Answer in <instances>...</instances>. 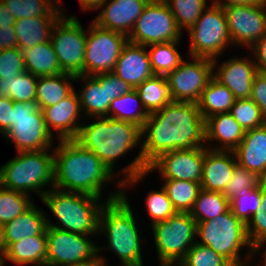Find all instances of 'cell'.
<instances>
[{
	"instance_id": "d6986e66",
	"label": "cell",
	"mask_w": 266,
	"mask_h": 266,
	"mask_svg": "<svg viewBox=\"0 0 266 266\" xmlns=\"http://www.w3.org/2000/svg\"><path fill=\"white\" fill-rule=\"evenodd\" d=\"M213 77L225 85L235 99L250 98L252 82L257 73L255 61L251 54L247 57L233 55L225 61L213 59ZM216 70V71H215Z\"/></svg>"
},
{
	"instance_id": "f35d334b",
	"label": "cell",
	"mask_w": 266,
	"mask_h": 266,
	"mask_svg": "<svg viewBox=\"0 0 266 266\" xmlns=\"http://www.w3.org/2000/svg\"><path fill=\"white\" fill-rule=\"evenodd\" d=\"M182 32L195 24L201 13L211 5L208 0H164Z\"/></svg>"
},
{
	"instance_id": "11a10c76",
	"label": "cell",
	"mask_w": 266,
	"mask_h": 266,
	"mask_svg": "<svg viewBox=\"0 0 266 266\" xmlns=\"http://www.w3.org/2000/svg\"><path fill=\"white\" fill-rule=\"evenodd\" d=\"M106 0H79V4L82 12L97 10L100 6L104 4Z\"/></svg>"
},
{
	"instance_id": "680465c9",
	"label": "cell",
	"mask_w": 266,
	"mask_h": 266,
	"mask_svg": "<svg viewBox=\"0 0 266 266\" xmlns=\"http://www.w3.org/2000/svg\"><path fill=\"white\" fill-rule=\"evenodd\" d=\"M259 253H260V255L262 254V256L264 257L261 266H266V243L258 249L257 254H259Z\"/></svg>"
},
{
	"instance_id": "d590c367",
	"label": "cell",
	"mask_w": 266,
	"mask_h": 266,
	"mask_svg": "<svg viewBox=\"0 0 266 266\" xmlns=\"http://www.w3.org/2000/svg\"><path fill=\"white\" fill-rule=\"evenodd\" d=\"M230 209V201L222 192L201 189L189 212L196 222L213 220Z\"/></svg>"
},
{
	"instance_id": "e575fe53",
	"label": "cell",
	"mask_w": 266,
	"mask_h": 266,
	"mask_svg": "<svg viewBox=\"0 0 266 266\" xmlns=\"http://www.w3.org/2000/svg\"><path fill=\"white\" fill-rule=\"evenodd\" d=\"M38 77L28 71L16 77L0 78V98L8 97L13 102L35 101Z\"/></svg>"
},
{
	"instance_id": "f1b7e54d",
	"label": "cell",
	"mask_w": 266,
	"mask_h": 266,
	"mask_svg": "<svg viewBox=\"0 0 266 266\" xmlns=\"http://www.w3.org/2000/svg\"><path fill=\"white\" fill-rule=\"evenodd\" d=\"M75 80L76 76L68 73L38 77L35 96L38 107L43 110L68 97L75 90Z\"/></svg>"
},
{
	"instance_id": "44dd1931",
	"label": "cell",
	"mask_w": 266,
	"mask_h": 266,
	"mask_svg": "<svg viewBox=\"0 0 266 266\" xmlns=\"http://www.w3.org/2000/svg\"><path fill=\"white\" fill-rule=\"evenodd\" d=\"M150 0H106L92 22L97 26L129 36L136 20Z\"/></svg>"
},
{
	"instance_id": "5bb4252c",
	"label": "cell",
	"mask_w": 266,
	"mask_h": 266,
	"mask_svg": "<svg viewBox=\"0 0 266 266\" xmlns=\"http://www.w3.org/2000/svg\"><path fill=\"white\" fill-rule=\"evenodd\" d=\"M127 42L128 36L125 34L90 22L87 28L84 75L112 72Z\"/></svg>"
},
{
	"instance_id": "7bdbcfd3",
	"label": "cell",
	"mask_w": 266,
	"mask_h": 266,
	"mask_svg": "<svg viewBox=\"0 0 266 266\" xmlns=\"http://www.w3.org/2000/svg\"><path fill=\"white\" fill-rule=\"evenodd\" d=\"M261 185L255 189L244 191L230 200L233 214L246 225L261 206Z\"/></svg>"
},
{
	"instance_id": "4316f807",
	"label": "cell",
	"mask_w": 266,
	"mask_h": 266,
	"mask_svg": "<svg viewBox=\"0 0 266 266\" xmlns=\"http://www.w3.org/2000/svg\"><path fill=\"white\" fill-rule=\"evenodd\" d=\"M62 15L60 7L52 16L17 19L14 28L18 47L24 51L50 40L53 26Z\"/></svg>"
},
{
	"instance_id": "d4e9b609",
	"label": "cell",
	"mask_w": 266,
	"mask_h": 266,
	"mask_svg": "<svg viewBox=\"0 0 266 266\" xmlns=\"http://www.w3.org/2000/svg\"><path fill=\"white\" fill-rule=\"evenodd\" d=\"M234 153L240 166L266 181V123L261 127L246 130Z\"/></svg>"
},
{
	"instance_id": "4fadbf2b",
	"label": "cell",
	"mask_w": 266,
	"mask_h": 266,
	"mask_svg": "<svg viewBox=\"0 0 266 266\" xmlns=\"http://www.w3.org/2000/svg\"><path fill=\"white\" fill-rule=\"evenodd\" d=\"M182 30L164 0H150L136 20L128 41L148 46L181 40Z\"/></svg>"
},
{
	"instance_id": "6f0895ef",
	"label": "cell",
	"mask_w": 266,
	"mask_h": 266,
	"mask_svg": "<svg viewBox=\"0 0 266 266\" xmlns=\"http://www.w3.org/2000/svg\"><path fill=\"white\" fill-rule=\"evenodd\" d=\"M4 253V227L0 224V258Z\"/></svg>"
},
{
	"instance_id": "8992f818",
	"label": "cell",
	"mask_w": 266,
	"mask_h": 266,
	"mask_svg": "<svg viewBox=\"0 0 266 266\" xmlns=\"http://www.w3.org/2000/svg\"><path fill=\"white\" fill-rule=\"evenodd\" d=\"M196 242L212 248L233 266H245L252 262L255 265L254 260L258 258L248 239L246 224L231 209L213 220L197 222Z\"/></svg>"
},
{
	"instance_id": "ab89813d",
	"label": "cell",
	"mask_w": 266,
	"mask_h": 266,
	"mask_svg": "<svg viewBox=\"0 0 266 266\" xmlns=\"http://www.w3.org/2000/svg\"><path fill=\"white\" fill-rule=\"evenodd\" d=\"M17 19L52 16L59 8L54 0H2Z\"/></svg>"
},
{
	"instance_id": "ee69618b",
	"label": "cell",
	"mask_w": 266,
	"mask_h": 266,
	"mask_svg": "<svg viewBox=\"0 0 266 266\" xmlns=\"http://www.w3.org/2000/svg\"><path fill=\"white\" fill-rule=\"evenodd\" d=\"M263 182L264 180L256 173L237 163L223 194L230 201L244 191L259 187Z\"/></svg>"
},
{
	"instance_id": "603a6c76",
	"label": "cell",
	"mask_w": 266,
	"mask_h": 266,
	"mask_svg": "<svg viewBox=\"0 0 266 266\" xmlns=\"http://www.w3.org/2000/svg\"><path fill=\"white\" fill-rule=\"evenodd\" d=\"M236 164L234 151L212 150L205 146L201 189L223 193Z\"/></svg>"
},
{
	"instance_id": "c3c4849f",
	"label": "cell",
	"mask_w": 266,
	"mask_h": 266,
	"mask_svg": "<svg viewBox=\"0 0 266 266\" xmlns=\"http://www.w3.org/2000/svg\"><path fill=\"white\" fill-rule=\"evenodd\" d=\"M250 98L257 104L266 119V74L260 72L255 74Z\"/></svg>"
},
{
	"instance_id": "cb8c5ba5",
	"label": "cell",
	"mask_w": 266,
	"mask_h": 266,
	"mask_svg": "<svg viewBox=\"0 0 266 266\" xmlns=\"http://www.w3.org/2000/svg\"><path fill=\"white\" fill-rule=\"evenodd\" d=\"M245 132L229 112L213 115L205 120L206 147L234 151L243 140Z\"/></svg>"
},
{
	"instance_id": "b9f144b4",
	"label": "cell",
	"mask_w": 266,
	"mask_h": 266,
	"mask_svg": "<svg viewBox=\"0 0 266 266\" xmlns=\"http://www.w3.org/2000/svg\"><path fill=\"white\" fill-rule=\"evenodd\" d=\"M229 113L245 131L266 123L260 108L251 98L235 99Z\"/></svg>"
},
{
	"instance_id": "2e32d148",
	"label": "cell",
	"mask_w": 266,
	"mask_h": 266,
	"mask_svg": "<svg viewBox=\"0 0 266 266\" xmlns=\"http://www.w3.org/2000/svg\"><path fill=\"white\" fill-rule=\"evenodd\" d=\"M46 266H60L82 261H100L98 244L93 238L98 236L82 235L47 226Z\"/></svg>"
},
{
	"instance_id": "8fae6325",
	"label": "cell",
	"mask_w": 266,
	"mask_h": 266,
	"mask_svg": "<svg viewBox=\"0 0 266 266\" xmlns=\"http://www.w3.org/2000/svg\"><path fill=\"white\" fill-rule=\"evenodd\" d=\"M79 81L82 88L75 90H77L85 120L94 117H109L111 102L134 89L113 72L93 76L77 75L75 83Z\"/></svg>"
},
{
	"instance_id": "52a82bcc",
	"label": "cell",
	"mask_w": 266,
	"mask_h": 266,
	"mask_svg": "<svg viewBox=\"0 0 266 266\" xmlns=\"http://www.w3.org/2000/svg\"><path fill=\"white\" fill-rule=\"evenodd\" d=\"M0 185L29 195L35 193L42 199L54 187L53 148L17 152L15 157L0 166Z\"/></svg>"
},
{
	"instance_id": "9c48e42d",
	"label": "cell",
	"mask_w": 266,
	"mask_h": 266,
	"mask_svg": "<svg viewBox=\"0 0 266 266\" xmlns=\"http://www.w3.org/2000/svg\"><path fill=\"white\" fill-rule=\"evenodd\" d=\"M186 33L189 35V57L220 58L232 41L224 8L211 4Z\"/></svg>"
},
{
	"instance_id": "bcb514c9",
	"label": "cell",
	"mask_w": 266,
	"mask_h": 266,
	"mask_svg": "<svg viewBox=\"0 0 266 266\" xmlns=\"http://www.w3.org/2000/svg\"><path fill=\"white\" fill-rule=\"evenodd\" d=\"M261 201L260 209L246 225L248 239L256 251L266 243V181L261 184Z\"/></svg>"
},
{
	"instance_id": "91938a15",
	"label": "cell",
	"mask_w": 266,
	"mask_h": 266,
	"mask_svg": "<svg viewBox=\"0 0 266 266\" xmlns=\"http://www.w3.org/2000/svg\"><path fill=\"white\" fill-rule=\"evenodd\" d=\"M158 266H183L180 263H165V264H158Z\"/></svg>"
},
{
	"instance_id": "83f0119b",
	"label": "cell",
	"mask_w": 266,
	"mask_h": 266,
	"mask_svg": "<svg viewBox=\"0 0 266 266\" xmlns=\"http://www.w3.org/2000/svg\"><path fill=\"white\" fill-rule=\"evenodd\" d=\"M36 203L4 227V250L11 244L27 237L42 234L47 228V213Z\"/></svg>"
},
{
	"instance_id": "681fc988",
	"label": "cell",
	"mask_w": 266,
	"mask_h": 266,
	"mask_svg": "<svg viewBox=\"0 0 266 266\" xmlns=\"http://www.w3.org/2000/svg\"><path fill=\"white\" fill-rule=\"evenodd\" d=\"M247 50L255 61L257 72L266 74V34Z\"/></svg>"
},
{
	"instance_id": "f5cc1de1",
	"label": "cell",
	"mask_w": 266,
	"mask_h": 266,
	"mask_svg": "<svg viewBox=\"0 0 266 266\" xmlns=\"http://www.w3.org/2000/svg\"><path fill=\"white\" fill-rule=\"evenodd\" d=\"M211 4L225 8L231 5H258L264 0H211Z\"/></svg>"
},
{
	"instance_id": "60d3db41",
	"label": "cell",
	"mask_w": 266,
	"mask_h": 266,
	"mask_svg": "<svg viewBox=\"0 0 266 266\" xmlns=\"http://www.w3.org/2000/svg\"><path fill=\"white\" fill-rule=\"evenodd\" d=\"M145 197L144 209L146 210L144 211H147L145 213L149 216L148 219L150 221L148 222H150V226L163 222L177 213L162 184L158 190L151 189Z\"/></svg>"
},
{
	"instance_id": "1f68e13d",
	"label": "cell",
	"mask_w": 266,
	"mask_h": 266,
	"mask_svg": "<svg viewBox=\"0 0 266 266\" xmlns=\"http://www.w3.org/2000/svg\"><path fill=\"white\" fill-rule=\"evenodd\" d=\"M148 116L135 89L115 98L110 104L109 118L132 122L142 128Z\"/></svg>"
},
{
	"instance_id": "7dc6e473",
	"label": "cell",
	"mask_w": 266,
	"mask_h": 266,
	"mask_svg": "<svg viewBox=\"0 0 266 266\" xmlns=\"http://www.w3.org/2000/svg\"><path fill=\"white\" fill-rule=\"evenodd\" d=\"M24 71V54L19 47L0 50V78H13Z\"/></svg>"
},
{
	"instance_id": "f907efd6",
	"label": "cell",
	"mask_w": 266,
	"mask_h": 266,
	"mask_svg": "<svg viewBox=\"0 0 266 266\" xmlns=\"http://www.w3.org/2000/svg\"><path fill=\"white\" fill-rule=\"evenodd\" d=\"M14 102L8 98H0V133L3 136L12 127V111Z\"/></svg>"
},
{
	"instance_id": "8d00e7d4",
	"label": "cell",
	"mask_w": 266,
	"mask_h": 266,
	"mask_svg": "<svg viewBox=\"0 0 266 266\" xmlns=\"http://www.w3.org/2000/svg\"><path fill=\"white\" fill-rule=\"evenodd\" d=\"M174 209L180 213H189L201 190V184L185 180H161Z\"/></svg>"
},
{
	"instance_id": "816d5d0a",
	"label": "cell",
	"mask_w": 266,
	"mask_h": 266,
	"mask_svg": "<svg viewBox=\"0 0 266 266\" xmlns=\"http://www.w3.org/2000/svg\"><path fill=\"white\" fill-rule=\"evenodd\" d=\"M18 47L14 26L0 27V50Z\"/></svg>"
},
{
	"instance_id": "4dcf8cb0",
	"label": "cell",
	"mask_w": 266,
	"mask_h": 266,
	"mask_svg": "<svg viewBox=\"0 0 266 266\" xmlns=\"http://www.w3.org/2000/svg\"><path fill=\"white\" fill-rule=\"evenodd\" d=\"M234 101L233 93L212 77L197 104L202 117L206 120L213 115L230 112Z\"/></svg>"
},
{
	"instance_id": "7c38bea8",
	"label": "cell",
	"mask_w": 266,
	"mask_h": 266,
	"mask_svg": "<svg viewBox=\"0 0 266 266\" xmlns=\"http://www.w3.org/2000/svg\"><path fill=\"white\" fill-rule=\"evenodd\" d=\"M87 29L75 14L62 15L53 26L50 41L64 73L84 75Z\"/></svg>"
},
{
	"instance_id": "f6af8a7d",
	"label": "cell",
	"mask_w": 266,
	"mask_h": 266,
	"mask_svg": "<svg viewBox=\"0 0 266 266\" xmlns=\"http://www.w3.org/2000/svg\"><path fill=\"white\" fill-rule=\"evenodd\" d=\"M183 266H233L212 248L197 242L180 262Z\"/></svg>"
},
{
	"instance_id": "db71d44e",
	"label": "cell",
	"mask_w": 266,
	"mask_h": 266,
	"mask_svg": "<svg viewBox=\"0 0 266 266\" xmlns=\"http://www.w3.org/2000/svg\"><path fill=\"white\" fill-rule=\"evenodd\" d=\"M16 18L10 13L8 8L0 0V27L1 26H14Z\"/></svg>"
},
{
	"instance_id": "94428289",
	"label": "cell",
	"mask_w": 266,
	"mask_h": 266,
	"mask_svg": "<svg viewBox=\"0 0 266 266\" xmlns=\"http://www.w3.org/2000/svg\"><path fill=\"white\" fill-rule=\"evenodd\" d=\"M58 5H60V7L62 8V10H63V14L65 15L67 12H65L66 10V8L64 7V6H62V2L60 3V0H54Z\"/></svg>"
},
{
	"instance_id": "f546056e",
	"label": "cell",
	"mask_w": 266,
	"mask_h": 266,
	"mask_svg": "<svg viewBox=\"0 0 266 266\" xmlns=\"http://www.w3.org/2000/svg\"><path fill=\"white\" fill-rule=\"evenodd\" d=\"M26 71L36 77L64 73L50 40L23 51Z\"/></svg>"
},
{
	"instance_id": "836d02e7",
	"label": "cell",
	"mask_w": 266,
	"mask_h": 266,
	"mask_svg": "<svg viewBox=\"0 0 266 266\" xmlns=\"http://www.w3.org/2000/svg\"><path fill=\"white\" fill-rule=\"evenodd\" d=\"M148 114L162 109L171 102L167 79L164 75H154L135 88Z\"/></svg>"
},
{
	"instance_id": "277c9868",
	"label": "cell",
	"mask_w": 266,
	"mask_h": 266,
	"mask_svg": "<svg viewBox=\"0 0 266 266\" xmlns=\"http://www.w3.org/2000/svg\"><path fill=\"white\" fill-rule=\"evenodd\" d=\"M129 202L128 190H123L120 198L107 201L101 210L98 237L102 235L106 239L104 245L98 244V258L102 266L109 265V260L101 254L105 251L114 253L121 263L119 266H144V239L138 229L142 227H138L140 224Z\"/></svg>"
},
{
	"instance_id": "5b68a950",
	"label": "cell",
	"mask_w": 266,
	"mask_h": 266,
	"mask_svg": "<svg viewBox=\"0 0 266 266\" xmlns=\"http://www.w3.org/2000/svg\"><path fill=\"white\" fill-rule=\"evenodd\" d=\"M115 182V190L106 193L105 200L86 193L51 188L41 201L53 214L58 225L47 216V226L82 235L98 236L99 216L103 206L107 201L122 196V182L119 179Z\"/></svg>"
},
{
	"instance_id": "ac0fdd59",
	"label": "cell",
	"mask_w": 266,
	"mask_h": 266,
	"mask_svg": "<svg viewBox=\"0 0 266 266\" xmlns=\"http://www.w3.org/2000/svg\"><path fill=\"white\" fill-rule=\"evenodd\" d=\"M233 47L249 49L266 34V3L224 8Z\"/></svg>"
},
{
	"instance_id": "9a60e30c",
	"label": "cell",
	"mask_w": 266,
	"mask_h": 266,
	"mask_svg": "<svg viewBox=\"0 0 266 266\" xmlns=\"http://www.w3.org/2000/svg\"><path fill=\"white\" fill-rule=\"evenodd\" d=\"M187 60H183L174 71L165 76L169 95L171 101L198 103L213 77V61L191 56Z\"/></svg>"
},
{
	"instance_id": "e0dca14e",
	"label": "cell",
	"mask_w": 266,
	"mask_h": 266,
	"mask_svg": "<svg viewBox=\"0 0 266 266\" xmlns=\"http://www.w3.org/2000/svg\"><path fill=\"white\" fill-rule=\"evenodd\" d=\"M205 146L164 152L154 159L147 172L159 173V180H185L201 183Z\"/></svg>"
},
{
	"instance_id": "ffe728a7",
	"label": "cell",
	"mask_w": 266,
	"mask_h": 266,
	"mask_svg": "<svg viewBox=\"0 0 266 266\" xmlns=\"http://www.w3.org/2000/svg\"><path fill=\"white\" fill-rule=\"evenodd\" d=\"M42 111L46 126L56 141L75 139L85 120L76 90L57 104L48 106Z\"/></svg>"
},
{
	"instance_id": "7a4b0ae2",
	"label": "cell",
	"mask_w": 266,
	"mask_h": 266,
	"mask_svg": "<svg viewBox=\"0 0 266 266\" xmlns=\"http://www.w3.org/2000/svg\"><path fill=\"white\" fill-rule=\"evenodd\" d=\"M141 133V153L147 166L164 152L206 146L205 120L197 103L171 101L149 114Z\"/></svg>"
},
{
	"instance_id": "3957f363",
	"label": "cell",
	"mask_w": 266,
	"mask_h": 266,
	"mask_svg": "<svg viewBox=\"0 0 266 266\" xmlns=\"http://www.w3.org/2000/svg\"><path fill=\"white\" fill-rule=\"evenodd\" d=\"M55 142L58 145L53 148L54 187L103 198V190L109 189V184L118 177L91 150L74 139Z\"/></svg>"
},
{
	"instance_id": "74e56055",
	"label": "cell",
	"mask_w": 266,
	"mask_h": 266,
	"mask_svg": "<svg viewBox=\"0 0 266 266\" xmlns=\"http://www.w3.org/2000/svg\"><path fill=\"white\" fill-rule=\"evenodd\" d=\"M32 196L0 185V224L5 225L28 210L35 202Z\"/></svg>"
},
{
	"instance_id": "ba28073f",
	"label": "cell",
	"mask_w": 266,
	"mask_h": 266,
	"mask_svg": "<svg viewBox=\"0 0 266 266\" xmlns=\"http://www.w3.org/2000/svg\"><path fill=\"white\" fill-rule=\"evenodd\" d=\"M3 137L14 145L16 153L52 149L56 144L36 101L14 102L12 127Z\"/></svg>"
},
{
	"instance_id": "484cf974",
	"label": "cell",
	"mask_w": 266,
	"mask_h": 266,
	"mask_svg": "<svg viewBox=\"0 0 266 266\" xmlns=\"http://www.w3.org/2000/svg\"><path fill=\"white\" fill-rule=\"evenodd\" d=\"M47 236L46 230L33 237L21 239L11 243L5 250L1 259V266L6 262L14 263L15 266H46Z\"/></svg>"
},
{
	"instance_id": "7402d4cb",
	"label": "cell",
	"mask_w": 266,
	"mask_h": 266,
	"mask_svg": "<svg viewBox=\"0 0 266 266\" xmlns=\"http://www.w3.org/2000/svg\"><path fill=\"white\" fill-rule=\"evenodd\" d=\"M112 72L134 89L155 75L147 47L129 41L120 53Z\"/></svg>"
},
{
	"instance_id": "30bf717a",
	"label": "cell",
	"mask_w": 266,
	"mask_h": 266,
	"mask_svg": "<svg viewBox=\"0 0 266 266\" xmlns=\"http://www.w3.org/2000/svg\"><path fill=\"white\" fill-rule=\"evenodd\" d=\"M151 227L159 264L180 263L196 243L197 222L190 213L177 212Z\"/></svg>"
},
{
	"instance_id": "9f6ffc18",
	"label": "cell",
	"mask_w": 266,
	"mask_h": 266,
	"mask_svg": "<svg viewBox=\"0 0 266 266\" xmlns=\"http://www.w3.org/2000/svg\"><path fill=\"white\" fill-rule=\"evenodd\" d=\"M60 266H102L101 261H82L77 263H67Z\"/></svg>"
},
{
	"instance_id": "d6a6232c",
	"label": "cell",
	"mask_w": 266,
	"mask_h": 266,
	"mask_svg": "<svg viewBox=\"0 0 266 266\" xmlns=\"http://www.w3.org/2000/svg\"><path fill=\"white\" fill-rule=\"evenodd\" d=\"M179 45H181V40L155 43L146 46L151 67L155 75L166 76L180 65L184 59L178 50Z\"/></svg>"
},
{
	"instance_id": "6da1fadb",
	"label": "cell",
	"mask_w": 266,
	"mask_h": 266,
	"mask_svg": "<svg viewBox=\"0 0 266 266\" xmlns=\"http://www.w3.org/2000/svg\"><path fill=\"white\" fill-rule=\"evenodd\" d=\"M74 140L83 148L91 150L119 178L123 190L139 187L138 183L150 175L141 153V127L135 123L109 117L88 118L87 124L83 122L80 126ZM138 147L135 158L115 173L118 160Z\"/></svg>"
}]
</instances>
